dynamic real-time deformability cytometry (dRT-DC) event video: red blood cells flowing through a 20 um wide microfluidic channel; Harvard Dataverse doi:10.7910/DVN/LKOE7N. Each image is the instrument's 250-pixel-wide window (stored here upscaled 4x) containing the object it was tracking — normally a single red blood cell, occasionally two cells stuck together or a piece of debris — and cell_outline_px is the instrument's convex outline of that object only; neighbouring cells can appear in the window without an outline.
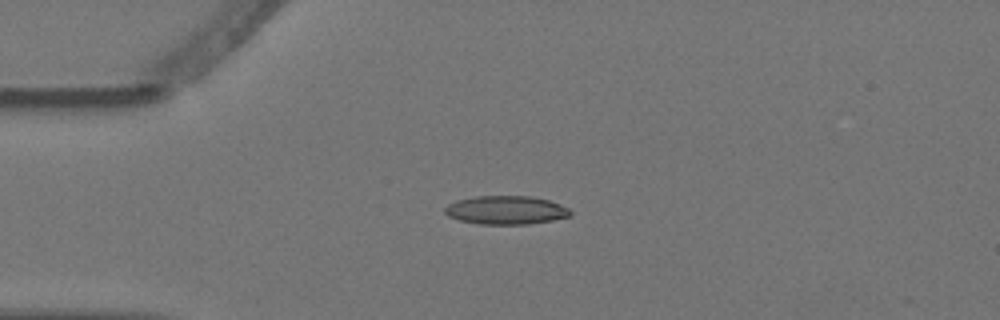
{"species": "Egyptian fruit bat (a non-hibernating species)", "species_latin": "Rousettus aegyptiacus", "temperature_condition": "warm", "stored_images_in_passage": 2, "camera_frame_rate_fps": 3000, "um_per_image_px": 0.085, "animal": {"sex": "female"}, "frame": {"image": 1, "passage_image": 1, "time_ms": 0.0, "image_size_px": [1000, 320], "cell_outline_px": [[572, 212], [568, 216], [552, 220], [528, 224], [480, 224], [460, 220], [448, 216], [444, 212], [444, 208], [448, 204], [456, 200], [476, 196], [528, 196], [548, 200], [560, 204], [568, 208]], "centroid_in_image_um": [42.98, 17.85], "position_along_channel_um": 42.0, "area_um2": 20.75}}